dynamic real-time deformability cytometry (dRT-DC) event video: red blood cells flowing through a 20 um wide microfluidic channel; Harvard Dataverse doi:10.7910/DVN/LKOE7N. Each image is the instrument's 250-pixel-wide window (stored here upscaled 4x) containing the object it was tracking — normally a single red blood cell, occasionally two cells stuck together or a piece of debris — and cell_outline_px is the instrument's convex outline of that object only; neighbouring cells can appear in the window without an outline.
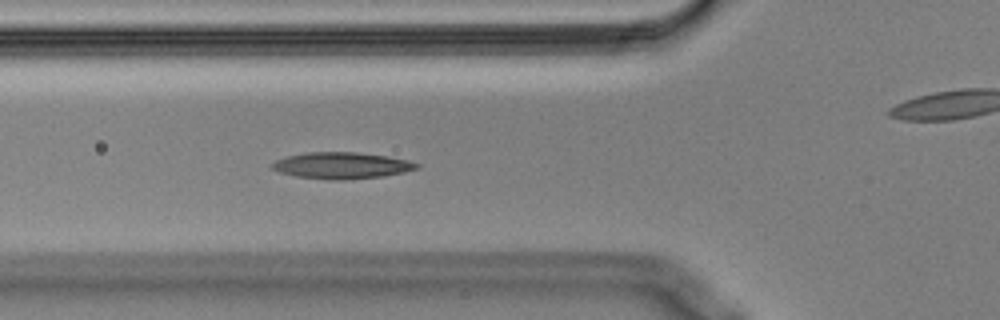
{"species": "Egyptian fruit bat (a non-hibernating species)", "species_latin": "Rousettus aegyptiacus", "temperature_condition": "cold", "stored_images_in_passage": 57, "camera_frame_rate_fps": 3000, "um_per_image_px": 0.085, "animal": {"sex": "male"}, "frame": {"image": 1, "passage_image": 20, "time_ms": 6.333, "image_size_px": [1000, 320], "cell_outline_px": [[420, 168], [404, 172], [384, 176], [344, 180], [332, 180], [296, 176], [280, 172], [272, 168], [272, 164], [276, 160], [288, 156], [308, 152], [356, 152], [388, 156], [408, 160], [420, 164]], "centroid_in_image_um": [29.09, 14.07], "position_along_channel_um": 96.7, "area_um2": 22.25}}
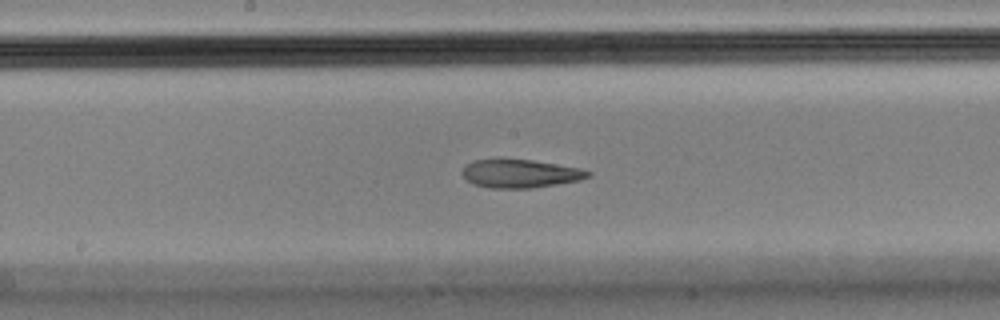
{"frame": {"image": 2, "passage_image": 29, "time_ms": 9.333, "image_size_px": [1000, 320], "cell_outline_px": [[592, 176], [580, 180], [532, 188], [492, 188], [472, 184], [460, 172], [472, 160], [532, 160], [580, 168], [592, 172]], "centroid_in_image_um": [44.25, 14.77], "position_along_channel_um": 204.0, "area_um2": 20.52}}
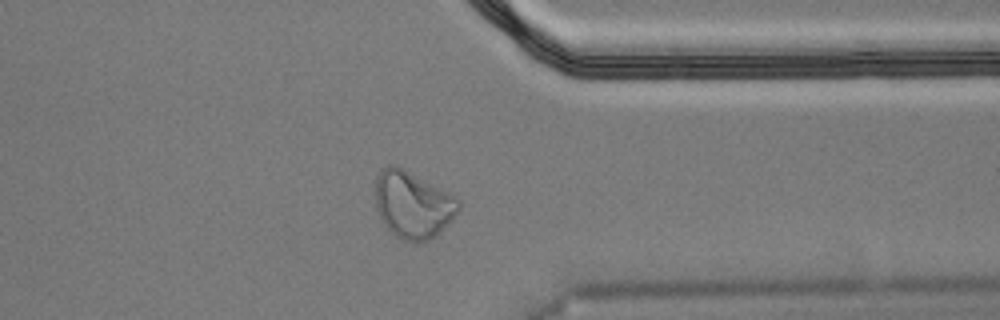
{"frame": {"image": 3, "passage_image": 44, "time_ms": 14.333, "image_size_px": [1000, 320], "cell_outline_px": [[460, 208], [448, 224], [428, 240], [416, 244], [412, 244], [396, 236], [388, 228], [380, 216], [376, 208], [376, 176], [388, 164], [396, 164], [456, 196], [460, 200]], "centroid_in_image_um": [35.09, 17.39], "position_along_channel_um": 376.3, "area_um2": 32.43}, "authors_computed_cell_mechanics": {"area_um2": 21.675, "velocity_mm_per_s": 3.5574, "shape_relaxation_time_tau1_ms": null, "shape_relaxation_time_tau2_ms": 4.1331, "deformation_change_tau1": null, "deformation_change_tau2": 0.1001}}